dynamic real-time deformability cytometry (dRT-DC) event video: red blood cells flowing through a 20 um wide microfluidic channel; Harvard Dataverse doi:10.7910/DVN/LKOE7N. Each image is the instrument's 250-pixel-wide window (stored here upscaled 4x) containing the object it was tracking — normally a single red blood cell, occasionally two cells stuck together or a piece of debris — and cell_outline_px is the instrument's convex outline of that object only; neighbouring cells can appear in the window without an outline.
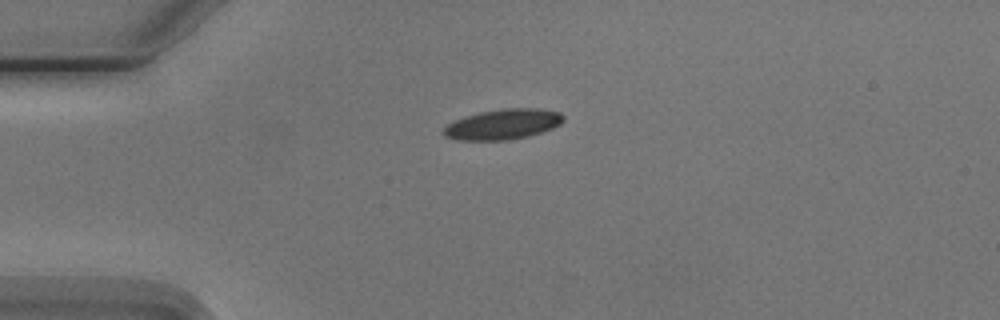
{"species": "Egyptian fruit bat (a non-hibernating species)", "species_latin": "Rousettus aegyptiacus", "temperature_condition": "cold", "stored_images_in_passage": 4, "camera_frame_rate_fps": 3000, "um_per_image_px": 0.085, "animal": {"sex": "male"}, "frame": {"image": 1, "passage_image": 1, "time_ms": 0.0, "image_size_px": [1000, 320], "cell_outline_px": [[564, 120], [560, 124], [552, 128], [528, 136], [504, 140], [460, 140], [444, 136], [440, 132], [448, 124], [464, 116], [480, 112], [504, 108], [540, 108], [560, 112], [564, 116]], "centroid_in_image_um": [42.75, 10.55], "position_along_channel_um": 42.3, "area_um2": 21.15}}
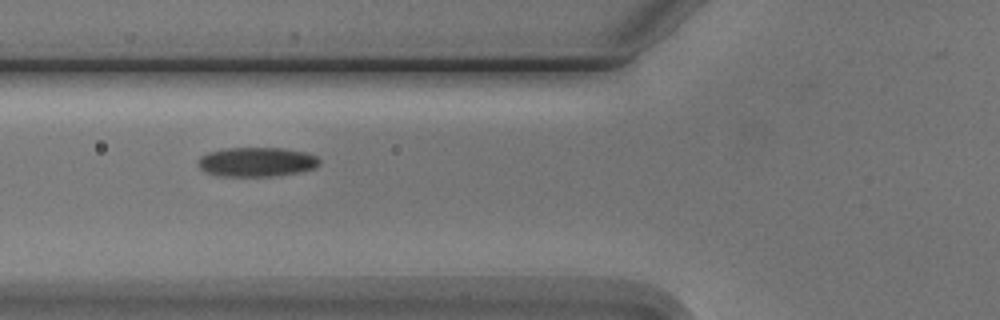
{"frame": {"image": 2, "passage_image": 3, "time_ms": 2.333, "image_size_px": [1000, 320], "cell_outline_px": [[320, 164], [316, 168], [300, 172], [272, 176], [220, 176], [208, 172], [200, 168], [196, 160], [200, 156], [208, 152], [224, 148], [284, 148], [308, 152], [316, 156], [320, 160]], "centroid_in_image_um": [21.84, 13.75], "position_along_channel_um": 104.0, "area_um2": 20.98}}
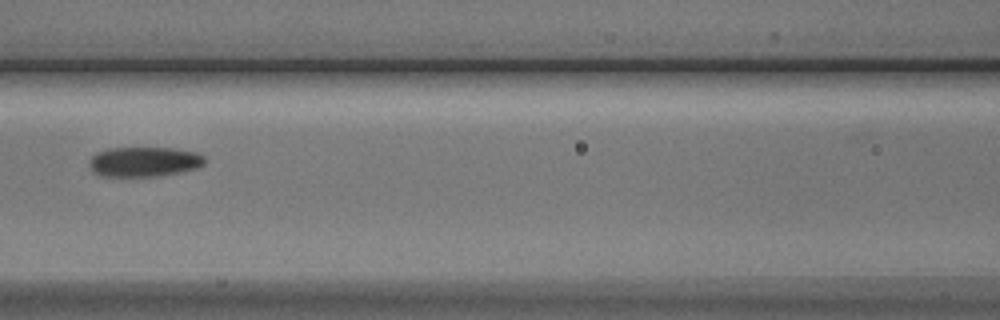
{"frame": {"image": 3, "passage_image": 4, "time_ms": 3.667, "image_size_px": [1000, 320], "cell_outline_px": [[204, 164], [196, 168], [180, 172], [160, 176], [100, 176], [92, 172], [88, 164], [88, 160], [96, 152], [108, 148], [172, 148], [196, 152], [204, 156]], "centroid_in_image_um": [12.2, 13.75], "position_along_channel_um": 154.4, "area_um2": 20.23}}